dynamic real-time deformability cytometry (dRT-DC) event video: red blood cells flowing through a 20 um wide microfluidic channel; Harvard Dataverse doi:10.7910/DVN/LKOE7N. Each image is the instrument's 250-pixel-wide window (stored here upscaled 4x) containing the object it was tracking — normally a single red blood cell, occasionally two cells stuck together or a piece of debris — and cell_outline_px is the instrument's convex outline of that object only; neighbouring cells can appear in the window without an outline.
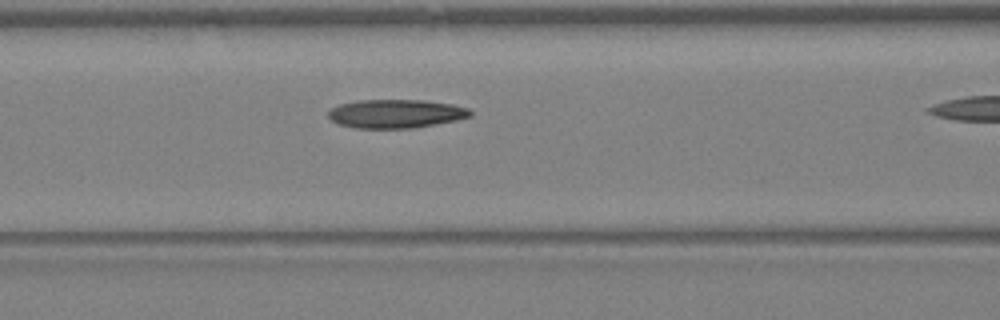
{"species": "Egyptian fruit bat (a non-hibernating species)", "species_latin": "Rousettus aegyptiacus", "temperature_condition": "warm", "stored_images_in_passage": 26, "camera_frame_rate_fps": 3000, "um_per_image_px": 0.085, "animal": {"sex": "female"}, "frame": {"image": 1, "passage_image": 10, "time_ms": 3.0, "image_size_px": [1000, 320], "cell_outline_px": [[472, 116], [456, 120], [416, 128], [356, 128], [340, 124], [332, 120], [328, 116], [328, 112], [332, 108], [340, 104], [356, 100], [424, 100], [452, 104], [468, 108], [472, 112]], "centroid_in_image_um": [33.67, 9.66], "position_along_channel_um": 132.9, "area_um2": 23.7}}
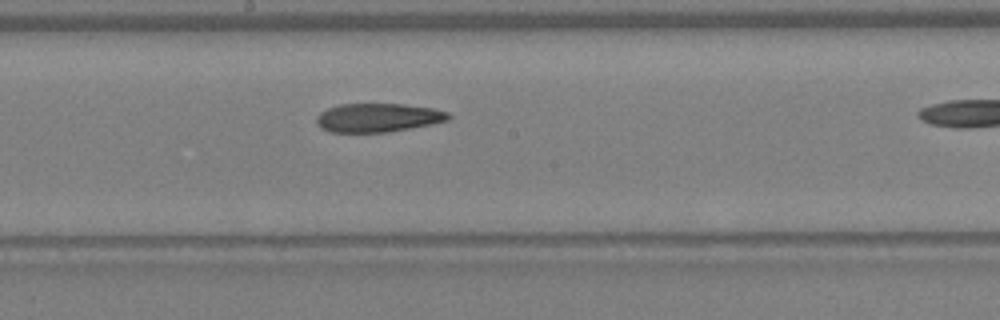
{"frame": {"image": 2, "passage_image": 15, "time_ms": 4.667, "image_size_px": [1000, 320], "cell_outline_px": [[452, 116], [448, 120], [388, 132], [332, 132], [320, 128], [316, 124], [316, 116], [320, 112], [328, 108], [340, 104], [404, 104], [432, 108], [448, 112]], "centroid_in_image_um": [32.08, 9.99], "position_along_channel_um": 216.1, "area_um2": 21.96}}
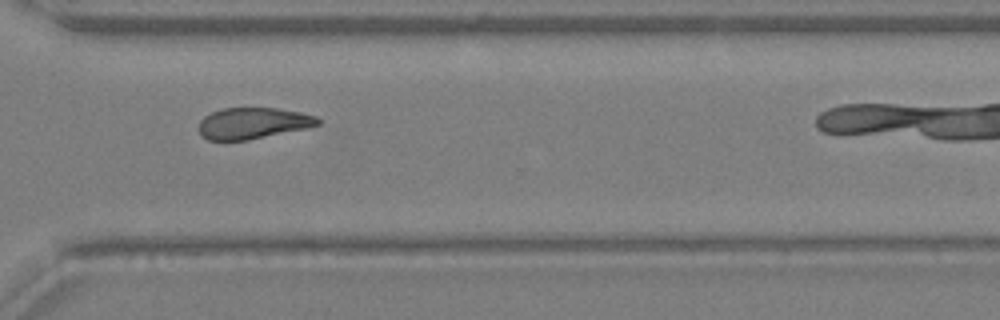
{"frame": {"image": 3, "passage_image": 23, "time_ms": 7.333, "image_size_px": [1000, 320], "cell_outline_px": [[320, 124], [308, 128], [248, 140], [208, 140], [200, 136], [200, 120], [204, 116], [212, 112], [224, 108], [276, 108], [300, 112], [316, 116], [320, 120]], "centroid_in_image_um": [21.51, 10.48], "position_along_channel_um": 349.1, "area_um2": 21.68}}